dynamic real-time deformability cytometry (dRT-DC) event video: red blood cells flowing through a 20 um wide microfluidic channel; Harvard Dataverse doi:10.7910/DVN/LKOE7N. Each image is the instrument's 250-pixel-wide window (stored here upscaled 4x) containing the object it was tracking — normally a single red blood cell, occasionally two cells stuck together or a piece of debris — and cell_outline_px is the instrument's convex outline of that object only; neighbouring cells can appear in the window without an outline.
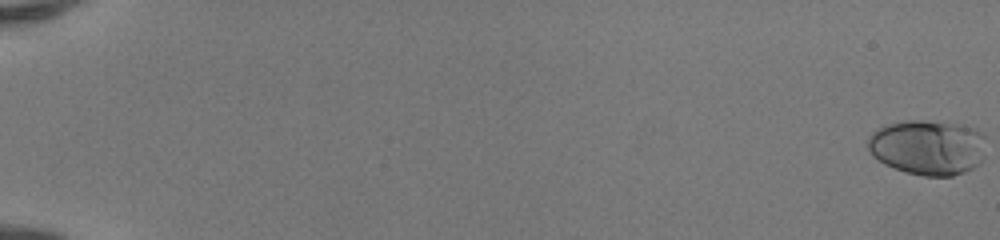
{"species": "human", "species_latin": "Homo sapiens", "temperature_condition": "room temperature", "stored_images_in_passage": 52, "camera_frame_rate_fps": 3000, "um_per_image_px": 0.085, "donor": {"sex": "female"}, "frame": {"image": 1, "passage_image": 1, "time_ms": 0.0, "image_size_px": [1000, 240], "cell_outline_px": [[984, 160], [980, 164], [964, 172], [952, 176], [924, 176], [904, 172], [884, 164], [872, 156], [868, 148], [868, 136], [876, 128], [884, 124], [908, 120], [928, 120], [960, 124], [976, 128], [984, 132]], "centroid_in_image_um": [78.87, 12.51], "position_along_channel_um": 6.1, "area_um2": 38.78}}
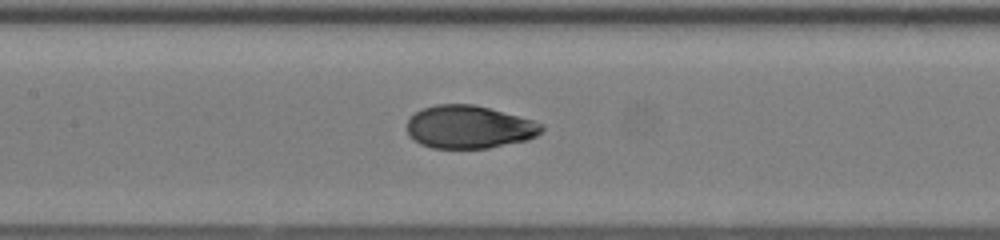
{"frame": {"image": 2, "passage_image": 28, "time_ms": 9.0, "image_size_px": [1000, 240], "cell_outline_px": [[544, 128], [536, 136], [528, 140], [488, 148], [432, 148], [420, 144], [412, 140], [408, 136], [408, 120], [416, 112], [424, 108], [436, 104], [472, 104], [488, 108], [532, 120], [544, 124]], "centroid_in_image_um": [39.86, 10.81], "position_along_channel_um": 167.5, "area_um2": 33.58}}
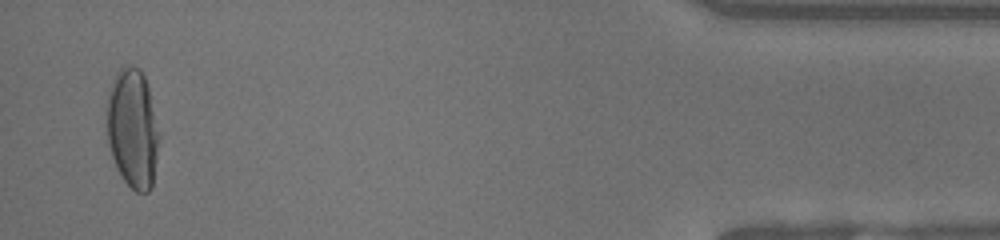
{"frame": {"image": 3, "passage_image": 51, "time_ms": 16.667, "image_size_px": [1000, 240], "cell_outline_px": [[160, 136], [152, 188], [148, 192], [136, 192], [124, 180], [112, 156], [108, 144], [108, 96], [116, 72], [124, 64], [140, 68], [144, 76], [148, 88]], "centroid_in_image_um": [11.3, 10.92], "position_along_channel_um": 423.9, "area_um2": 35.95}, "authors_computed_cell_mechanics": {"area_um2": 34.5355, "velocity_mm_per_s": 4.1885, "shape_relaxation_time_tau1_ms": 5.1638, "shape_relaxation_time_tau2_ms": null, "deformation_change_tau1": 0.2277, "deformation_change_tau2": null}}